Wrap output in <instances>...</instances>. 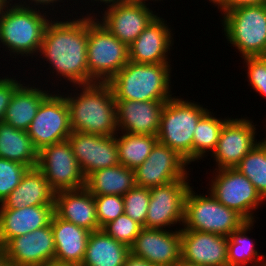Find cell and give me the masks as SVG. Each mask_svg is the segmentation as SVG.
Listing matches in <instances>:
<instances>
[{
    "label": "cell",
    "instance_id": "obj_45",
    "mask_svg": "<svg viewBox=\"0 0 266 266\" xmlns=\"http://www.w3.org/2000/svg\"><path fill=\"white\" fill-rule=\"evenodd\" d=\"M213 5L217 6L220 9L221 13L224 14V0H209Z\"/></svg>",
    "mask_w": 266,
    "mask_h": 266
},
{
    "label": "cell",
    "instance_id": "obj_31",
    "mask_svg": "<svg viewBox=\"0 0 266 266\" xmlns=\"http://www.w3.org/2000/svg\"><path fill=\"white\" fill-rule=\"evenodd\" d=\"M121 133L120 137L118 133L115 135L119 164L134 170L148 158L157 136Z\"/></svg>",
    "mask_w": 266,
    "mask_h": 266
},
{
    "label": "cell",
    "instance_id": "obj_26",
    "mask_svg": "<svg viewBox=\"0 0 266 266\" xmlns=\"http://www.w3.org/2000/svg\"><path fill=\"white\" fill-rule=\"evenodd\" d=\"M23 85L14 92L3 121L18 130L27 131L42 101L50 94V89L46 91L43 87Z\"/></svg>",
    "mask_w": 266,
    "mask_h": 266
},
{
    "label": "cell",
    "instance_id": "obj_23",
    "mask_svg": "<svg viewBox=\"0 0 266 266\" xmlns=\"http://www.w3.org/2000/svg\"><path fill=\"white\" fill-rule=\"evenodd\" d=\"M53 214L54 205L0 209V248L12 238L48 226Z\"/></svg>",
    "mask_w": 266,
    "mask_h": 266
},
{
    "label": "cell",
    "instance_id": "obj_29",
    "mask_svg": "<svg viewBox=\"0 0 266 266\" xmlns=\"http://www.w3.org/2000/svg\"><path fill=\"white\" fill-rule=\"evenodd\" d=\"M0 158L16 161L33 168L38 164V151L34 148L26 131L18 130L1 121Z\"/></svg>",
    "mask_w": 266,
    "mask_h": 266
},
{
    "label": "cell",
    "instance_id": "obj_25",
    "mask_svg": "<svg viewBox=\"0 0 266 266\" xmlns=\"http://www.w3.org/2000/svg\"><path fill=\"white\" fill-rule=\"evenodd\" d=\"M55 191L43 173L29 168L20 184L2 201L0 209H21L27 206L54 205Z\"/></svg>",
    "mask_w": 266,
    "mask_h": 266
},
{
    "label": "cell",
    "instance_id": "obj_50",
    "mask_svg": "<svg viewBox=\"0 0 266 266\" xmlns=\"http://www.w3.org/2000/svg\"><path fill=\"white\" fill-rule=\"evenodd\" d=\"M262 141L266 144V137L264 139H262Z\"/></svg>",
    "mask_w": 266,
    "mask_h": 266
},
{
    "label": "cell",
    "instance_id": "obj_17",
    "mask_svg": "<svg viewBox=\"0 0 266 266\" xmlns=\"http://www.w3.org/2000/svg\"><path fill=\"white\" fill-rule=\"evenodd\" d=\"M1 249L10 266H43L53 262L55 242L51 224L12 238Z\"/></svg>",
    "mask_w": 266,
    "mask_h": 266
},
{
    "label": "cell",
    "instance_id": "obj_13",
    "mask_svg": "<svg viewBox=\"0 0 266 266\" xmlns=\"http://www.w3.org/2000/svg\"><path fill=\"white\" fill-rule=\"evenodd\" d=\"M187 165L175 150L157 141L148 158L134 169L135 185L150 189L178 179H188Z\"/></svg>",
    "mask_w": 266,
    "mask_h": 266
},
{
    "label": "cell",
    "instance_id": "obj_40",
    "mask_svg": "<svg viewBox=\"0 0 266 266\" xmlns=\"http://www.w3.org/2000/svg\"><path fill=\"white\" fill-rule=\"evenodd\" d=\"M18 1H20V2H18ZM18 1H17V3L14 2V4H15V5H19V6H23V7H28V8H35V9H36V6H37L38 9H39V8L43 5L40 9H44V8H48V9H50L49 7H46V6H50V7L53 6L52 11H53L54 8H55V6H54L55 4H54V3L61 2V1L64 2L63 0H30V1L27 0L28 2H27L26 0H25V1H24V0H22V1H21V0H18ZM22 2H23V3H22ZM26 2H27V3H26ZM28 3H29V4H28ZM33 3H34V4H33ZM31 4H32L33 6H32ZM49 4H50V5H49ZM29 5H31V6H29ZM38 5H39V6H38ZM40 5H41V6H40ZM44 5H45V6H44ZM43 7H44V8H43Z\"/></svg>",
    "mask_w": 266,
    "mask_h": 266
},
{
    "label": "cell",
    "instance_id": "obj_15",
    "mask_svg": "<svg viewBox=\"0 0 266 266\" xmlns=\"http://www.w3.org/2000/svg\"><path fill=\"white\" fill-rule=\"evenodd\" d=\"M67 140L85 178L94 171L119 164L115 135L72 131Z\"/></svg>",
    "mask_w": 266,
    "mask_h": 266
},
{
    "label": "cell",
    "instance_id": "obj_32",
    "mask_svg": "<svg viewBox=\"0 0 266 266\" xmlns=\"http://www.w3.org/2000/svg\"><path fill=\"white\" fill-rule=\"evenodd\" d=\"M208 110L197 123L193 136V162L206 157L207 152L215 151L224 124L230 118H217Z\"/></svg>",
    "mask_w": 266,
    "mask_h": 266
},
{
    "label": "cell",
    "instance_id": "obj_37",
    "mask_svg": "<svg viewBox=\"0 0 266 266\" xmlns=\"http://www.w3.org/2000/svg\"><path fill=\"white\" fill-rule=\"evenodd\" d=\"M99 230L108 222L124 214V201L121 195L94 196Z\"/></svg>",
    "mask_w": 266,
    "mask_h": 266
},
{
    "label": "cell",
    "instance_id": "obj_38",
    "mask_svg": "<svg viewBox=\"0 0 266 266\" xmlns=\"http://www.w3.org/2000/svg\"><path fill=\"white\" fill-rule=\"evenodd\" d=\"M244 63L248 71L247 77L249 85L252 86L253 90L266 97V56L257 57H245Z\"/></svg>",
    "mask_w": 266,
    "mask_h": 266
},
{
    "label": "cell",
    "instance_id": "obj_39",
    "mask_svg": "<svg viewBox=\"0 0 266 266\" xmlns=\"http://www.w3.org/2000/svg\"><path fill=\"white\" fill-rule=\"evenodd\" d=\"M21 80L16 78L0 77V122L3 121L6 109L12 99L14 92L21 86Z\"/></svg>",
    "mask_w": 266,
    "mask_h": 266
},
{
    "label": "cell",
    "instance_id": "obj_21",
    "mask_svg": "<svg viewBox=\"0 0 266 266\" xmlns=\"http://www.w3.org/2000/svg\"><path fill=\"white\" fill-rule=\"evenodd\" d=\"M115 101L118 131L137 135H158L165 101Z\"/></svg>",
    "mask_w": 266,
    "mask_h": 266
},
{
    "label": "cell",
    "instance_id": "obj_4",
    "mask_svg": "<svg viewBox=\"0 0 266 266\" xmlns=\"http://www.w3.org/2000/svg\"><path fill=\"white\" fill-rule=\"evenodd\" d=\"M42 12L37 8L15 5L12 0L5 5L0 15V43L8 48L11 56L38 54L44 31L51 19Z\"/></svg>",
    "mask_w": 266,
    "mask_h": 266
},
{
    "label": "cell",
    "instance_id": "obj_14",
    "mask_svg": "<svg viewBox=\"0 0 266 266\" xmlns=\"http://www.w3.org/2000/svg\"><path fill=\"white\" fill-rule=\"evenodd\" d=\"M253 121L245 118H230L223 126L212 157L215 169L235 168L260 141H257ZM218 167V168H217Z\"/></svg>",
    "mask_w": 266,
    "mask_h": 266
},
{
    "label": "cell",
    "instance_id": "obj_18",
    "mask_svg": "<svg viewBox=\"0 0 266 266\" xmlns=\"http://www.w3.org/2000/svg\"><path fill=\"white\" fill-rule=\"evenodd\" d=\"M130 253L153 266L178 264L181 261V229L167 231L143 227L130 247Z\"/></svg>",
    "mask_w": 266,
    "mask_h": 266
},
{
    "label": "cell",
    "instance_id": "obj_12",
    "mask_svg": "<svg viewBox=\"0 0 266 266\" xmlns=\"http://www.w3.org/2000/svg\"><path fill=\"white\" fill-rule=\"evenodd\" d=\"M188 180L190 181L178 179L166 185L150 188L145 228L168 230L167 228L177 223L183 225L185 199L191 187Z\"/></svg>",
    "mask_w": 266,
    "mask_h": 266
},
{
    "label": "cell",
    "instance_id": "obj_42",
    "mask_svg": "<svg viewBox=\"0 0 266 266\" xmlns=\"http://www.w3.org/2000/svg\"><path fill=\"white\" fill-rule=\"evenodd\" d=\"M123 266H153V265L149 263L146 259L135 256L132 253H129V255L126 258L125 264Z\"/></svg>",
    "mask_w": 266,
    "mask_h": 266
},
{
    "label": "cell",
    "instance_id": "obj_20",
    "mask_svg": "<svg viewBox=\"0 0 266 266\" xmlns=\"http://www.w3.org/2000/svg\"><path fill=\"white\" fill-rule=\"evenodd\" d=\"M165 21L157 15L128 46L129 61L143 64L170 63L168 55L174 41L172 30Z\"/></svg>",
    "mask_w": 266,
    "mask_h": 266
},
{
    "label": "cell",
    "instance_id": "obj_1",
    "mask_svg": "<svg viewBox=\"0 0 266 266\" xmlns=\"http://www.w3.org/2000/svg\"><path fill=\"white\" fill-rule=\"evenodd\" d=\"M70 18L63 21L50 19L44 31L41 48L38 55L48 61L56 76L62 78L72 86L96 83L88 73L87 42L88 16ZM68 81H67V80Z\"/></svg>",
    "mask_w": 266,
    "mask_h": 266
},
{
    "label": "cell",
    "instance_id": "obj_36",
    "mask_svg": "<svg viewBox=\"0 0 266 266\" xmlns=\"http://www.w3.org/2000/svg\"><path fill=\"white\" fill-rule=\"evenodd\" d=\"M28 166L0 158V204L20 184Z\"/></svg>",
    "mask_w": 266,
    "mask_h": 266
},
{
    "label": "cell",
    "instance_id": "obj_33",
    "mask_svg": "<svg viewBox=\"0 0 266 266\" xmlns=\"http://www.w3.org/2000/svg\"><path fill=\"white\" fill-rule=\"evenodd\" d=\"M266 201V144L261 140L235 167Z\"/></svg>",
    "mask_w": 266,
    "mask_h": 266
},
{
    "label": "cell",
    "instance_id": "obj_28",
    "mask_svg": "<svg viewBox=\"0 0 266 266\" xmlns=\"http://www.w3.org/2000/svg\"><path fill=\"white\" fill-rule=\"evenodd\" d=\"M135 186L134 170L121 164L99 169L85 178V188L93 195L124 196Z\"/></svg>",
    "mask_w": 266,
    "mask_h": 266
},
{
    "label": "cell",
    "instance_id": "obj_41",
    "mask_svg": "<svg viewBox=\"0 0 266 266\" xmlns=\"http://www.w3.org/2000/svg\"><path fill=\"white\" fill-rule=\"evenodd\" d=\"M266 4V0H224V13L241 6Z\"/></svg>",
    "mask_w": 266,
    "mask_h": 266
},
{
    "label": "cell",
    "instance_id": "obj_3",
    "mask_svg": "<svg viewBox=\"0 0 266 266\" xmlns=\"http://www.w3.org/2000/svg\"><path fill=\"white\" fill-rule=\"evenodd\" d=\"M171 64L129 61L109 82L115 100L165 101L172 98Z\"/></svg>",
    "mask_w": 266,
    "mask_h": 266
},
{
    "label": "cell",
    "instance_id": "obj_7",
    "mask_svg": "<svg viewBox=\"0 0 266 266\" xmlns=\"http://www.w3.org/2000/svg\"><path fill=\"white\" fill-rule=\"evenodd\" d=\"M93 17L88 16V73L95 82L108 83L129 62V50Z\"/></svg>",
    "mask_w": 266,
    "mask_h": 266
},
{
    "label": "cell",
    "instance_id": "obj_10",
    "mask_svg": "<svg viewBox=\"0 0 266 266\" xmlns=\"http://www.w3.org/2000/svg\"><path fill=\"white\" fill-rule=\"evenodd\" d=\"M65 95L50 93L41 103L27 129L34 148H42L68 139L72 132L69 107Z\"/></svg>",
    "mask_w": 266,
    "mask_h": 266
},
{
    "label": "cell",
    "instance_id": "obj_27",
    "mask_svg": "<svg viewBox=\"0 0 266 266\" xmlns=\"http://www.w3.org/2000/svg\"><path fill=\"white\" fill-rule=\"evenodd\" d=\"M129 253L127 245L100 229L90 232L81 266H123Z\"/></svg>",
    "mask_w": 266,
    "mask_h": 266
},
{
    "label": "cell",
    "instance_id": "obj_19",
    "mask_svg": "<svg viewBox=\"0 0 266 266\" xmlns=\"http://www.w3.org/2000/svg\"><path fill=\"white\" fill-rule=\"evenodd\" d=\"M228 237L181 228V260L191 265L228 266Z\"/></svg>",
    "mask_w": 266,
    "mask_h": 266
},
{
    "label": "cell",
    "instance_id": "obj_44",
    "mask_svg": "<svg viewBox=\"0 0 266 266\" xmlns=\"http://www.w3.org/2000/svg\"><path fill=\"white\" fill-rule=\"evenodd\" d=\"M94 1H96V2L100 1L101 4L104 3L103 5H105V4L107 5L106 8H109V7H112V6H114L120 2L125 1V0H94Z\"/></svg>",
    "mask_w": 266,
    "mask_h": 266
},
{
    "label": "cell",
    "instance_id": "obj_9",
    "mask_svg": "<svg viewBox=\"0 0 266 266\" xmlns=\"http://www.w3.org/2000/svg\"><path fill=\"white\" fill-rule=\"evenodd\" d=\"M215 170L208 191L221 204L237 211L247 221H255L253 211L265 200L252 182L235 168Z\"/></svg>",
    "mask_w": 266,
    "mask_h": 266
},
{
    "label": "cell",
    "instance_id": "obj_46",
    "mask_svg": "<svg viewBox=\"0 0 266 266\" xmlns=\"http://www.w3.org/2000/svg\"><path fill=\"white\" fill-rule=\"evenodd\" d=\"M43 266H78V265H74V264H66V263H58V262H49Z\"/></svg>",
    "mask_w": 266,
    "mask_h": 266
},
{
    "label": "cell",
    "instance_id": "obj_2",
    "mask_svg": "<svg viewBox=\"0 0 266 266\" xmlns=\"http://www.w3.org/2000/svg\"><path fill=\"white\" fill-rule=\"evenodd\" d=\"M70 96H65L69 107L72 131L88 134L113 136L117 130L116 101L108 83L73 86ZM76 94V95H75Z\"/></svg>",
    "mask_w": 266,
    "mask_h": 266
},
{
    "label": "cell",
    "instance_id": "obj_48",
    "mask_svg": "<svg viewBox=\"0 0 266 266\" xmlns=\"http://www.w3.org/2000/svg\"><path fill=\"white\" fill-rule=\"evenodd\" d=\"M177 266H199V265H191L188 263L183 262L182 260L177 264Z\"/></svg>",
    "mask_w": 266,
    "mask_h": 266
},
{
    "label": "cell",
    "instance_id": "obj_51",
    "mask_svg": "<svg viewBox=\"0 0 266 266\" xmlns=\"http://www.w3.org/2000/svg\"><path fill=\"white\" fill-rule=\"evenodd\" d=\"M163 266H177V264H175V265H163Z\"/></svg>",
    "mask_w": 266,
    "mask_h": 266
},
{
    "label": "cell",
    "instance_id": "obj_49",
    "mask_svg": "<svg viewBox=\"0 0 266 266\" xmlns=\"http://www.w3.org/2000/svg\"><path fill=\"white\" fill-rule=\"evenodd\" d=\"M134 1L141 2V3H143V4H148V3H146V1L148 2V0H134ZM150 1H153V2H154V1H155V2L158 1V2H159V1H161V0H150Z\"/></svg>",
    "mask_w": 266,
    "mask_h": 266
},
{
    "label": "cell",
    "instance_id": "obj_11",
    "mask_svg": "<svg viewBox=\"0 0 266 266\" xmlns=\"http://www.w3.org/2000/svg\"><path fill=\"white\" fill-rule=\"evenodd\" d=\"M37 168L55 192L85 187V177L68 140L42 148Z\"/></svg>",
    "mask_w": 266,
    "mask_h": 266
},
{
    "label": "cell",
    "instance_id": "obj_24",
    "mask_svg": "<svg viewBox=\"0 0 266 266\" xmlns=\"http://www.w3.org/2000/svg\"><path fill=\"white\" fill-rule=\"evenodd\" d=\"M50 224L55 242L54 261L81 266L90 231L59 218L55 213Z\"/></svg>",
    "mask_w": 266,
    "mask_h": 266
},
{
    "label": "cell",
    "instance_id": "obj_16",
    "mask_svg": "<svg viewBox=\"0 0 266 266\" xmlns=\"http://www.w3.org/2000/svg\"><path fill=\"white\" fill-rule=\"evenodd\" d=\"M148 4L125 0L106 8L100 23L121 42L129 46L157 16Z\"/></svg>",
    "mask_w": 266,
    "mask_h": 266
},
{
    "label": "cell",
    "instance_id": "obj_43",
    "mask_svg": "<svg viewBox=\"0 0 266 266\" xmlns=\"http://www.w3.org/2000/svg\"><path fill=\"white\" fill-rule=\"evenodd\" d=\"M0 266H10L6 253L0 248Z\"/></svg>",
    "mask_w": 266,
    "mask_h": 266
},
{
    "label": "cell",
    "instance_id": "obj_6",
    "mask_svg": "<svg viewBox=\"0 0 266 266\" xmlns=\"http://www.w3.org/2000/svg\"><path fill=\"white\" fill-rule=\"evenodd\" d=\"M220 19L227 41L241 57L266 56V5L235 7Z\"/></svg>",
    "mask_w": 266,
    "mask_h": 266
},
{
    "label": "cell",
    "instance_id": "obj_30",
    "mask_svg": "<svg viewBox=\"0 0 266 266\" xmlns=\"http://www.w3.org/2000/svg\"><path fill=\"white\" fill-rule=\"evenodd\" d=\"M254 222L247 221L240 228L233 231L228 237V266H266V257L259 256L255 250L253 240L248 237V231L253 228ZM263 261V262H260Z\"/></svg>",
    "mask_w": 266,
    "mask_h": 266
},
{
    "label": "cell",
    "instance_id": "obj_22",
    "mask_svg": "<svg viewBox=\"0 0 266 266\" xmlns=\"http://www.w3.org/2000/svg\"><path fill=\"white\" fill-rule=\"evenodd\" d=\"M54 213L90 232L99 230L94 196L85 187L55 192Z\"/></svg>",
    "mask_w": 266,
    "mask_h": 266
},
{
    "label": "cell",
    "instance_id": "obj_35",
    "mask_svg": "<svg viewBox=\"0 0 266 266\" xmlns=\"http://www.w3.org/2000/svg\"><path fill=\"white\" fill-rule=\"evenodd\" d=\"M101 229L107 235L130 248L136 237L140 234V231L143 229V226L126 214H122L115 220L105 224Z\"/></svg>",
    "mask_w": 266,
    "mask_h": 266
},
{
    "label": "cell",
    "instance_id": "obj_5",
    "mask_svg": "<svg viewBox=\"0 0 266 266\" xmlns=\"http://www.w3.org/2000/svg\"><path fill=\"white\" fill-rule=\"evenodd\" d=\"M192 100L172 97L161 114L157 139L175 150L188 164L193 162V136L200 118L208 111Z\"/></svg>",
    "mask_w": 266,
    "mask_h": 266
},
{
    "label": "cell",
    "instance_id": "obj_8",
    "mask_svg": "<svg viewBox=\"0 0 266 266\" xmlns=\"http://www.w3.org/2000/svg\"><path fill=\"white\" fill-rule=\"evenodd\" d=\"M197 194L190 187L184 209L183 228L229 237L247 220L237 211L221 204L209 191ZM196 194V195H195Z\"/></svg>",
    "mask_w": 266,
    "mask_h": 266
},
{
    "label": "cell",
    "instance_id": "obj_47",
    "mask_svg": "<svg viewBox=\"0 0 266 266\" xmlns=\"http://www.w3.org/2000/svg\"><path fill=\"white\" fill-rule=\"evenodd\" d=\"M9 2V0H0V15L2 10L4 9L5 5Z\"/></svg>",
    "mask_w": 266,
    "mask_h": 266
},
{
    "label": "cell",
    "instance_id": "obj_34",
    "mask_svg": "<svg viewBox=\"0 0 266 266\" xmlns=\"http://www.w3.org/2000/svg\"><path fill=\"white\" fill-rule=\"evenodd\" d=\"M124 214L145 227L150 201V189L134 186L124 196Z\"/></svg>",
    "mask_w": 266,
    "mask_h": 266
}]
</instances>
